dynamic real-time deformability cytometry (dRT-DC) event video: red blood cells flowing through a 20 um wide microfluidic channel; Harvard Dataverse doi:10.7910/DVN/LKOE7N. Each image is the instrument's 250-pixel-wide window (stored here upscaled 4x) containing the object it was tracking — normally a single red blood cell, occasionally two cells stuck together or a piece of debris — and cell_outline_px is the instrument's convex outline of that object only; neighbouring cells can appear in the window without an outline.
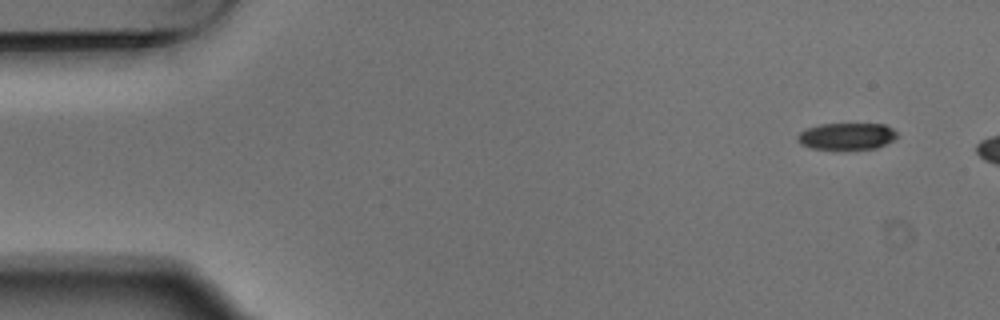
{"species": "Egyptian fruit bat (a non-hibernating species)", "species_latin": "Rousettus aegyptiacus", "temperature_condition": "warm", "stored_images_in_passage": 4, "camera_frame_rate_fps": 3000, "um_per_image_px": 0.085, "animal": {"sex": "male"}, "frame": {"image": 1, "passage_image": 1, "time_ms": 0.0, "image_size_px": [1000, 320], "cell_outline_px": [[896, 140], [876, 148], [808, 148], [800, 144], [796, 140], [796, 136], [800, 132], [808, 128], [820, 124], [884, 124], [892, 128], [896, 132]], "centroid_in_image_um": [71.96, 11.57], "position_along_channel_um": 13.0, "area_um2": 15.37}}